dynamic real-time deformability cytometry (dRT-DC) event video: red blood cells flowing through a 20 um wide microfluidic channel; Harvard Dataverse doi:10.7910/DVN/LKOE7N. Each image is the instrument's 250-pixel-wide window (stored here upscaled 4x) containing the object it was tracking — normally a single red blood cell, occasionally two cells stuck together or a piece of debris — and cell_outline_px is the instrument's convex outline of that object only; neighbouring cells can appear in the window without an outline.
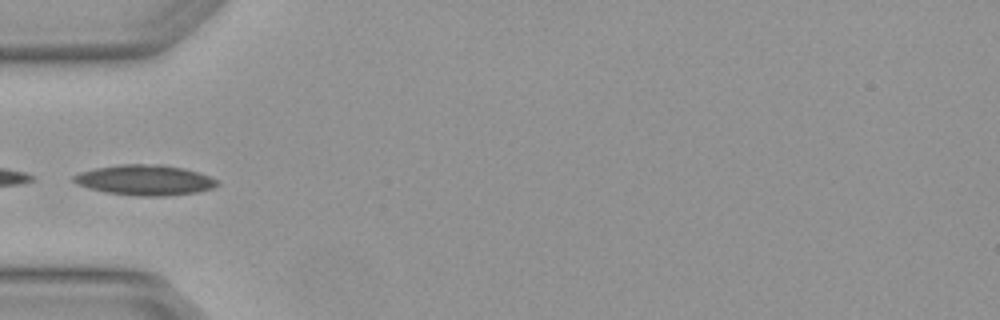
{"species": "Egyptian fruit bat (a non-hibernating species)", "species_latin": "Rousettus aegyptiacus", "temperature_condition": "warm", "stored_images_in_passage": 4, "camera_frame_rate_fps": 3000, "um_per_image_px": 0.085, "animal": {"sex": "female"}, "frame": {"image": 1, "passage_image": 4, "time_ms": 1.0, "image_size_px": [1000, 320], "cell_outline_px": [[220, 184], [212, 188], [196, 192], [164, 196], [136, 196], [108, 192], [88, 188], [76, 184], [72, 180], [72, 176], [80, 172], [96, 168], [120, 164], [160, 164], [184, 168], [220, 180]], "centroid_in_image_um": [12.31, 15.3], "position_along_channel_um": 72.7, "area_um2": 25.37}}